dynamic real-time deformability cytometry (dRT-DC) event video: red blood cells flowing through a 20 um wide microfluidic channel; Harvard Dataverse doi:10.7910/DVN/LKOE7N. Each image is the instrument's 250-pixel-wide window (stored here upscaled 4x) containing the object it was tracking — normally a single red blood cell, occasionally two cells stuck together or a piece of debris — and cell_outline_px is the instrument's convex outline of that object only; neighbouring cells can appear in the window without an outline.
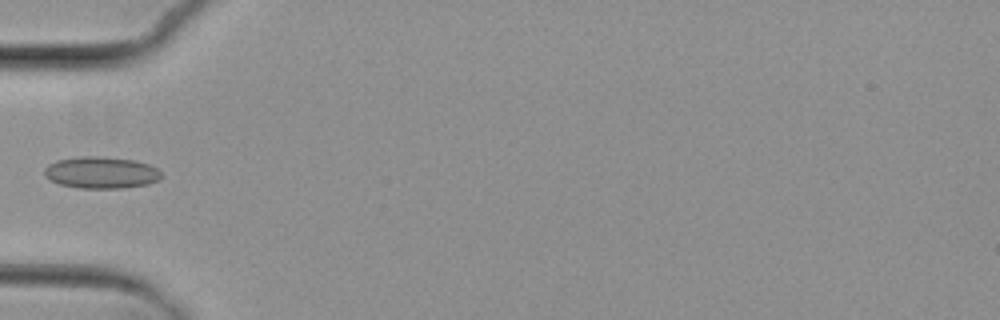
{"species": "common noctule bat (a hibernating species)", "species_latin": "Nyctalus noctula", "temperature_condition": "cold", "stored_images_in_passage": 5, "camera_frame_rate_fps": 3000, "um_per_image_px": 0.085, "animal": {"sex": "female", "body_mass_g": 29.2, "forearm_length_mm": 56.3}, "frame": {"image": 1, "passage_image": 4, "time_ms": 4.667, "image_size_px": [1000, 320], "cell_outline_px": [[160, 180], [148, 184], [120, 188], [80, 188], [60, 184], [44, 176], [44, 168], [48, 164], [56, 160], [80, 156], [100, 156], [132, 160], [148, 164], [156, 168], [160, 172]], "centroid_in_image_um": [8.57, 14.66], "position_along_channel_um": 76.4, "area_um2": 21.56}}
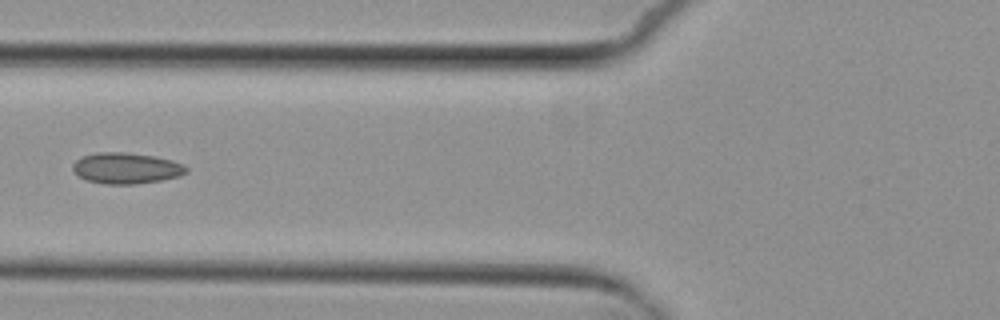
{"frame": {"image": 2, "passage_image": 5, "time_ms": 5.667, "image_size_px": [1000, 320], "cell_outline_px": [[188, 172], [180, 176], [160, 180], [136, 184], [104, 184], [84, 180], [72, 168], [72, 164], [76, 160], [84, 156], [96, 152], [124, 152], [152, 156], [172, 160], [188, 168]], "centroid_in_image_um": [10.71, 14.3], "position_along_channel_um": 115.1, "area_um2": 20.4}}